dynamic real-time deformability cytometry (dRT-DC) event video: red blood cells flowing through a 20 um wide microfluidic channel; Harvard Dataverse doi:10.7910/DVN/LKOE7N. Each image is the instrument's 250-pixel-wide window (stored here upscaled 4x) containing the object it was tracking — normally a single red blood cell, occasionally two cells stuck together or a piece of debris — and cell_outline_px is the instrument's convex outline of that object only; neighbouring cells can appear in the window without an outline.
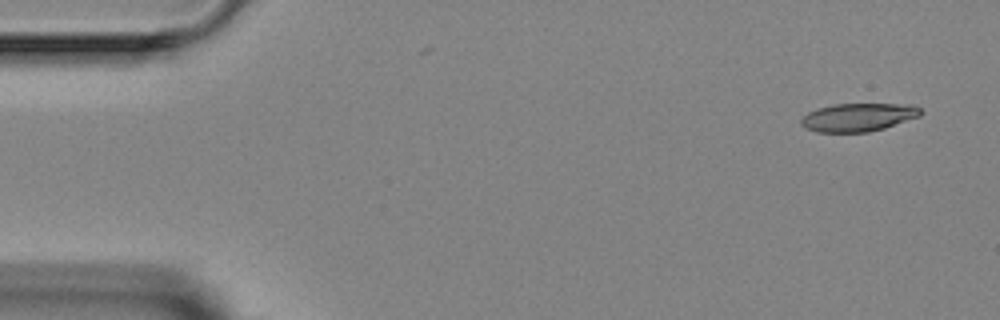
{"species": "Egyptian fruit bat (a non-hibernating species)", "species_latin": "Rousettus aegyptiacus", "temperature_condition": "room temperature", "stored_images_in_passage": 4, "camera_frame_rate_fps": 3000, "um_per_image_px": 0.085, "animal": {"sex": "female"}, "frame": {"image": 1, "passage_image": 1, "time_ms": 0.0, "image_size_px": [1000, 320], "cell_outline_px": [[924, 112], [920, 116], [884, 128], [868, 132], [816, 132], [800, 124], [800, 120], [808, 112], [816, 108], [832, 104], [912, 104], [920, 108]], "centroid_in_image_um": [72.96, 9.96], "position_along_channel_um": 12.0, "area_um2": 19.71}}
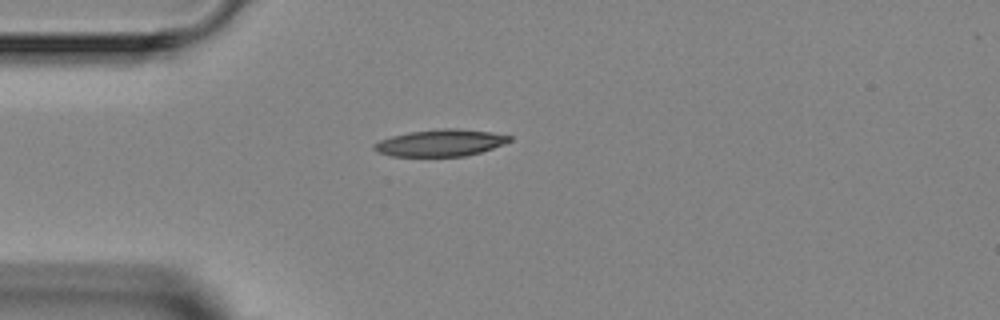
{"frame": {"image": 2, "passage_image": 3, "time_ms": 3.333, "image_size_px": [1000, 320], "cell_outline_px": [[512, 140], [504, 144], [480, 152], [464, 156], [392, 156], [376, 152], [372, 148], [372, 144], [380, 140], [392, 136], [408, 132], [444, 128], [456, 128], [492, 132], [512, 136]], "centroid_in_image_um": [37.42, 12.14], "position_along_channel_um": 47.6, "area_um2": 21.21}}